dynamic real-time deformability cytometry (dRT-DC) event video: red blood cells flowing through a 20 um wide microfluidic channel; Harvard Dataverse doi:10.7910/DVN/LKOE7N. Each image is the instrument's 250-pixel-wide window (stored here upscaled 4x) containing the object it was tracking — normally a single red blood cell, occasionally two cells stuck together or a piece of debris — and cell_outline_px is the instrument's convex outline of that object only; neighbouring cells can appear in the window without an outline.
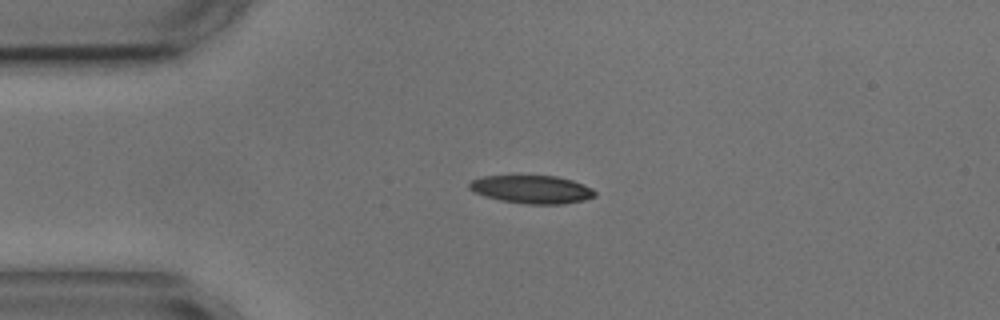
{"species": "common noctule bat (a hibernating species)", "species_latin": "Nyctalus noctula", "temperature_condition": "cold", "stored_images_in_passage": 4, "camera_frame_rate_fps": 3000, "um_per_image_px": 0.085, "animal": {"sex": "male", "body_mass_g": 17.9, "forearm_length_mm": 54.2}, "frame": {"image": 1, "passage_image": 3, "time_ms": 2.333, "image_size_px": [1000, 320], "cell_outline_px": [[596, 196], [584, 200], [564, 204], [528, 204], [500, 200], [476, 192], [468, 188], [468, 184], [472, 180], [484, 176], [556, 176], [572, 180], [584, 184], [592, 188], [596, 192]], "centroid_in_image_um": [45.26, 16.1], "position_along_channel_um": 39.7, "area_um2": 20.4}}
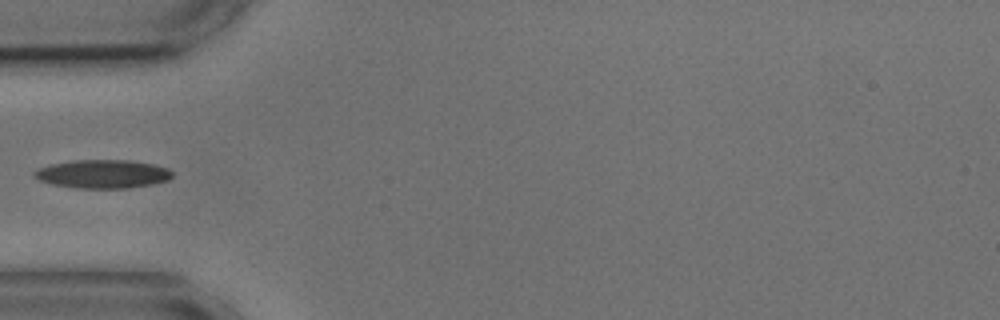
{"frame": {"image": 2, "passage_image": 4, "time_ms": 4.0, "image_size_px": [1000, 320], "cell_outline_px": [[172, 176], [168, 180], [152, 184], [128, 188], [76, 188], [52, 184], [40, 180], [32, 176], [32, 172], [40, 168], [52, 164], [72, 160], [128, 160], [152, 164], [168, 168], [172, 172]], "centroid_in_image_um": [8.72, 14.79], "position_along_channel_um": 76.3, "area_um2": 22.83}}